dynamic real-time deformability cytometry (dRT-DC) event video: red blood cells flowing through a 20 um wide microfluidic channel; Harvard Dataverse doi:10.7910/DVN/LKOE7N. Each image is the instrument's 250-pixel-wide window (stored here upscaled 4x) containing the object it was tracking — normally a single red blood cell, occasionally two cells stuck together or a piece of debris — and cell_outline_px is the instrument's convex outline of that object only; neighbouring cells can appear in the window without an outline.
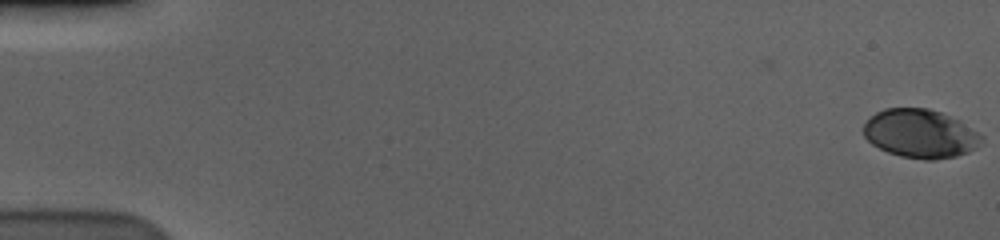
{"species": "human", "species_latin": "Homo sapiens", "temperature_condition": "cold", "stored_images_in_passage": 59, "camera_frame_rate_fps": 3000, "um_per_image_px": 0.085, "donor": {"sex": "male"}, "frame": {"image": 1, "passage_image": 1, "time_ms": 0.0, "image_size_px": [1000, 240], "cell_outline_px": [[984, 140], [976, 148], [968, 152], [956, 156], [936, 160], [924, 160], [900, 156], [888, 152], [872, 144], [864, 136], [864, 124], [876, 112], [884, 108], [928, 108], [940, 112], [960, 120], [984, 136]], "centroid_in_image_um": [78.26, 11.36], "position_along_channel_um": 6.7, "area_um2": 33.58}}
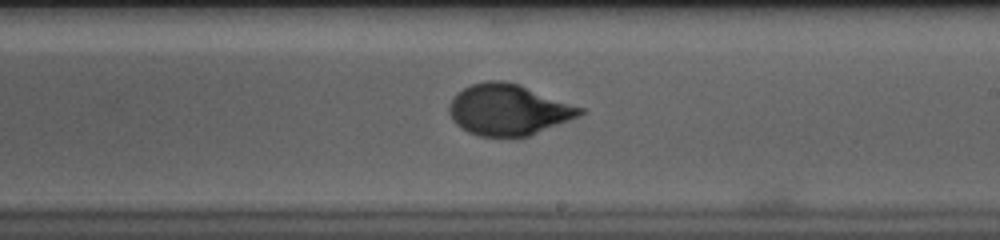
{"frame": {"image": 2, "passage_image": 36, "time_ms": 11.667, "image_size_px": [1000, 240], "cell_outline_px": [[584, 112], [580, 116], [528, 136], [480, 136], [468, 132], [460, 128], [452, 120], [448, 112], [448, 108], [452, 100], [464, 88], [472, 84], [488, 80], [504, 80], [520, 84], [584, 108]], "centroid_in_image_um": [43.22, 9.32], "position_along_channel_um": 245.8, "area_um2": 38.73}}
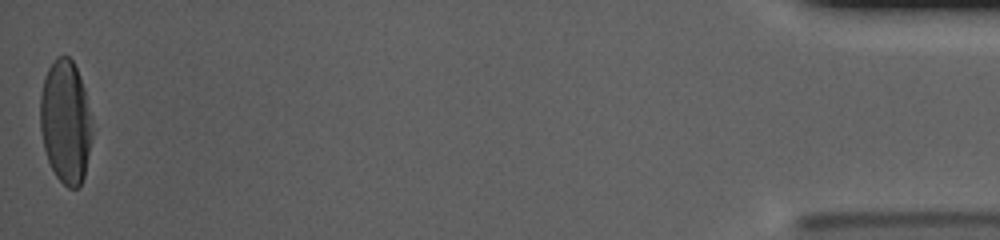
{"frame": {"image": 3, "passage_image": 59, "time_ms": 19.333, "image_size_px": [1000, 240], "cell_outline_px": [[92, 136], [84, 176], [80, 184], [76, 188], [68, 188], [56, 176], [48, 160], [44, 148], [40, 128], [40, 96], [44, 76], [48, 68], [56, 56], [68, 56], [72, 60], [76, 68], [84, 88], [92, 116]], "centroid_in_image_um": [5.57, 10.33], "position_along_channel_um": 429.6, "area_um2": 37.45}, "authors_computed_cell_mechanics": {"area_um2": 37.6278, "velocity_mm_per_s": 3.5769, "shape_relaxation_time_tau1_ms": 4.2202, "shape_relaxation_time_tau2_ms": null, "deformation_change_tau1": 0.1964, "deformation_change_tau2": null}}